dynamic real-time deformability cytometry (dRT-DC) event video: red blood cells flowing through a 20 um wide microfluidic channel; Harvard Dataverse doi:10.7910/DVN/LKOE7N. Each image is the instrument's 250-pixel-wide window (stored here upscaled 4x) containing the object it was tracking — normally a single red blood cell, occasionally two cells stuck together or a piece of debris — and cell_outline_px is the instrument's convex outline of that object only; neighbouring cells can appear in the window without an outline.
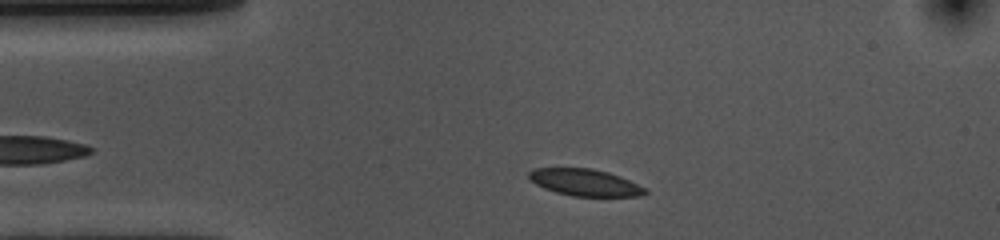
{"species": "common noctule bat (a hibernating species)", "species_latin": "Nyctalus noctula", "temperature_condition": "cold", "stored_images_in_passage": 37, "camera_frame_rate_fps": 3000, "um_per_image_px": 0.085, "animal": {"sex": "female", "body_mass_g": 10.0, "forearm_length_mm": 53.1}, "frame": {"image": 1, "passage_image": 4, "time_ms": 1.0, "image_size_px": [1000, 240], "cell_outline_px": [[648, 192], [640, 196], [572, 196], [556, 192], [544, 188], [536, 184], [528, 176], [528, 172], [532, 168], [592, 168], [608, 172], [620, 176], [648, 188]], "centroid_in_image_um": [49.75, 15.5], "position_along_channel_um": 35.3, "area_um2": 18.26}}
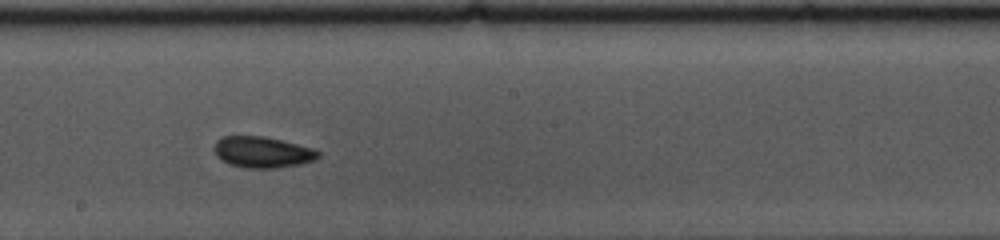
{"frame": {"image": 2, "passage_image": 22, "time_ms": 7.0, "image_size_px": [1000, 240], "cell_outline_px": [[320, 156], [316, 160], [300, 164], [276, 168], [244, 168], [228, 164], [220, 160], [216, 156], [212, 148], [216, 140], [220, 136], [264, 136], [312, 148], [320, 152]], "centroid_in_image_um": [22.25, 12.94], "position_along_channel_um": 226.0, "area_um2": 19.13}}
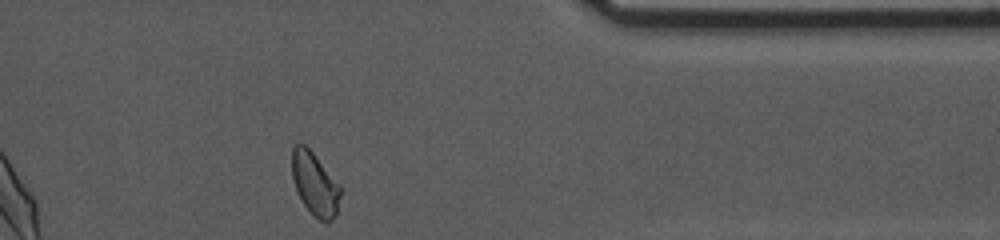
{"frame": {"image": 3, "passage_image": 37, "time_ms": 12.0, "image_size_px": [1000, 240], "cell_outline_px": [[340, 196], [336, 216], [328, 224], [324, 224], [304, 204], [296, 188], [292, 176], [292, 144], [304, 144], [312, 152], [340, 184]], "centroid_in_image_um": [26.78, 15.64], "position_along_channel_um": 384.6, "area_um2": 17.63}, "authors_computed_cell_mechanics": {"area_um2": 18.6694, "velocity_mm_per_s": 3.606, "shape_relaxation_time_tau1_ms": 8.3039, "shape_relaxation_time_tau2_ms": 5.3392, "deformation_change_tau1": 0.1129, "deformation_change_tau2": 0.0796}}